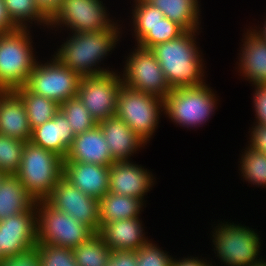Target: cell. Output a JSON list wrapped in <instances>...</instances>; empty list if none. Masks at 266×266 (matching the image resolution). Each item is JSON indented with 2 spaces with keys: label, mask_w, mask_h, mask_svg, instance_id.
I'll return each instance as SVG.
<instances>
[{
  "label": "cell",
  "mask_w": 266,
  "mask_h": 266,
  "mask_svg": "<svg viewBox=\"0 0 266 266\" xmlns=\"http://www.w3.org/2000/svg\"><path fill=\"white\" fill-rule=\"evenodd\" d=\"M98 126L106 139L114 161H129V157L138 148L146 144L143 139L116 115L99 121Z\"/></svg>",
  "instance_id": "18"
},
{
  "label": "cell",
  "mask_w": 266,
  "mask_h": 266,
  "mask_svg": "<svg viewBox=\"0 0 266 266\" xmlns=\"http://www.w3.org/2000/svg\"><path fill=\"white\" fill-rule=\"evenodd\" d=\"M64 161L93 163L102 166H111L115 162L98 125L91 130L75 135Z\"/></svg>",
  "instance_id": "17"
},
{
  "label": "cell",
  "mask_w": 266,
  "mask_h": 266,
  "mask_svg": "<svg viewBox=\"0 0 266 266\" xmlns=\"http://www.w3.org/2000/svg\"><path fill=\"white\" fill-rule=\"evenodd\" d=\"M139 218L116 220L102 224L99 234L112 251H137L149 242Z\"/></svg>",
  "instance_id": "21"
},
{
  "label": "cell",
  "mask_w": 266,
  "mask_h": 266,
  "mask_svg": "<svg viewBox=\"0 0 266 266\" xmlns=\"http://www.w3.org/2000/svg\"><path fill=\"white\" fill-rule=\"evenodd\" d=\"M36 204L28 211L0 221V257L6 259L35 249Z\"/></svg>",
  "instance_id": "14"
},
{
  "label": "cell",
  "mask_w": 266,
  "mask_h": 266,
  "mask_svg": "<svg viewBox=\"0 0 266 266\" xmlns=\"http://www.w3.org/2000/svg\"><path fill=\"white\" fill-rule=\"evenodd\" d=\"M109 168L93 163L63 161V177L86 195L100 200L109 192Z\"/></svg>",
  "instance_id": "16"
},
{
  "label": "cell",
  "mask_w": 266,
  "mask_h": 266,
  "mask_svg": "<svg viewBox=\"0 0 266 266\" xmlns=\"http://www.w3.org/2000/svg\"><path fill=\"white\" fill-rule=\"evenodd\" d=\"M160 9L164 16L180 25L185 31L199 28V4L197 0H146Z\"/></svg>",
  "instance_id": "25"
},
{
  "label": "cell",
  "mask_w": 266,
  "mask_h": 266,
  "mask_svg": "<svg viewBox=\"0 0 266 266\" xmlns=\"http://www.w3.org/2000/svg\"><path fill=\"white\" fill-rule=\"evenodd\" d=\"M0 134L30 141L32 129L21 98L13 91H0Z\"/></svg>",
  "instance_id": "20"
},
{
  "label": "cell",
  "mask_w": 266,
  "mask_h": 266,
  "mask_svg": "<svg viewBox=\"0 0 266 266\" xmlns=\"http://www.w3.org/2000/svg\"><path fill=\"white\" fill-rule=\"evenodd\" d=\"M160 110H164V99L123 85L115 115L147 143L158 125Z\"/></svg>",
  "instance_id": "7"
},
{
  "label": "cell",
  "mask_w": 266,
  "mask_h": 266,
  "mask_svg": "<svg viewBox=\"0 0 266 266\" xmlns=\"http://www.w3.org/2000/svg\"><path fill=\"white\" fill-rule=\"evenodd\" d=\"M106 266H137V251H112Z\"/></svg>",
  "instance_id": "38"
},
{
  "label": "cell",
  "mask_w": 266,
  "mask_h": 266,
  "mask_svg": "<svg viewBox=\"0 0 266 266\" xmlns=\"http://www.w3.org/2000/svg\"><path fill=\"white\" fill-rule=\"evenodd\" d=\"M215 97L206 84L174 89L164 98V113L183 127L199 126L213 114Z\"/></svg>",
  "instance_id": "6"
},
{
  "label": "cell",
  "mask_w": 266,
  "mask_h": 266,
  "mask_svg": "<svg viewBox=\"0 0 266 266\" xmlns=\"http://www.w3.org/2000/svg\"><path fill=\"white\" fill-rule=\"evenodd\" d=\"M254 108L259 124L266 125V85H255Z\"/></svg>",
  "instance_id": "37"
},
{
  "label": "cell",
  "mask_w": 266,
  "mask_h": 266,
  "mask_svg": "<svg viewBox=\"0 0 266 266\" xmlns=\"http://www.w3.org/2000/svg\"><path fill=\"white\" fill-rule=\"evenodd\" d=\"M26 142L0 134V171L15 175L20 167Z\"/></svg>",
  "instance_id": "32"
},
{
  "label": "cell",
  "mask_w": 266,
  "mask_h": 266,
  "mask_svg": "<svg viewBox=\"0 0 266 266\" xmlns=\"http://www.w3.org/2000/svg\"><path fill=\"white\" fill-rule=\"evenodd\" d=\"M102 4L100 0H62L60 9L49 24L54 27L63 24L72 29V33L108 30L115 23L108 18Z\"/></svg>",
  "instance_id": "12"
},
{
  "label": "cell",
  "mask_w": 266,
  "mask_h": 266,
  "mask_svg": "<svg viewBox=\"0 0 266 266\" xmlns=\"http://www.w3.org/2000/svg\"><path fill=\"white\" fill-rule=\"evenodd\" d=\"M40 11L50 20L60 9L62 0H34Z\"/></svg>",
  "instance_id": "40"
},
{
  "label": "cell",
  "mask_w": 266,
  "mask_h": 266,
  "mask_svg": "<svg viewBox=\"0 0 266 266\" xmlns=\"http://www.w3.org/2000/svg\"><path fill=\"white\" fill-rule=\"evenodd\" d=\"M52 60L44 65L37 62L25 86L31 92L61 105L64 101L77 97L82 77L56 57Z\"/></svg>",
  "instance_id": "8"
},
{
  "label": "cell",
  "mask_w": 266,
  "mask_h": 266,
  "mask_svg": "<svg viewBox=\"0 0 266 266\" xmlns=\"http://www.w3.org/2000/svg\"><path fill=\"white\" fill-rule=\"evenodd\" d=\"M263 26H264L263 29L258 30L259 32L256 31L255 29H254V31L258 36H260L266 42V21H265V24Z\"/></svg>",
  "instance_id": "43"
},
{
  "label": "cell",
  "mask_w": 266,
  "mask_h": 266,
  "mask_svg": "<svg viewBox=\"0 0 266 266\" xmlns=\"http://www.w3.org/2000/svg\"><path fill=\"white\" fill-rule=\"evenodd\" d=\"M115 25L108 30L73 32V36L67 39L53 56L81 77L108 73L110 70L97 68L96 65L116 46L120 28ZM94 66L96 68H93Z\"/></svg>",
  "instance_id": "2"
},
{
  "label": "cell",
  "mask_w": 266,
  "mask_h": 266,
  "mask_svg": "<svg viewBox=\"0 0 266 266\" xmlns=\"http://www.w3.org/2000/svg\"><path fill=\"white\" fill-rule=\"evenodd\" d=\"M0 266H40V259L36 249L27 253L3 259Z\"/></svg>",
  "instance_id": "36"
},
{
  "label": "cell",
  "mask_w": 266,
  "mask_h": 266,
  "mask_svg": "<svg viewBox=\"0 0 266 266\" xmlns=\"http://www.w3.org/2000/svg\"><path fill=\"white\" fill-rule=\"evenodd\" d=\"M194 33L196 31H185L178 38L151 48L171 90L205 84L203 60Z\"/></svg>",
  "instance_id": "1"
},
{
  "label": "cell",
  "mask_w": 266,
  "mask_h": 266,
  "mask_svg": "<svg viewBox=\"0 0 266 266\" xmlns=\"http://www.w3.org/2000/svg\"><path fill=\"white\" fill-rule=\"evenodd\" d=\"M36 216L40 244L73 249L94 234L88 226L55 209L46 200L36 202Z\"/></svg>",
  "instance_id": "5"
},
{
  "label": "cell",
  "mask_w": 266,
  "mask_h": 266,
  "mask_svg": "<svg viewBox=\"0 0 266 266\" xmlns=\"http://www.w3.org/2000/svg\"><path fill=\"white\" fill-rule=\"evenodd\" d=\"M134 31L137 46L145 49L176 39L185 32L180 25L166 17L155 25H134Z\"/></svg>",
  "instance_id": "27"
},
{
  "label": "cell",
  "mask_w": 266,
  "mask_h": 266,
  "mask_svg": "<svg viewBox=\"0 0 266 266\" xmlns=\"http://www.w3.org/2000/svg\"><path fill=\"white\" fill-rule=\"evenodd\" d=\"M40 266H77L72 249L37 243Z\"/></svg>",
  "instance_id": "33"
},
{
  "label": "cell",
  "mask_w": 266,
  "mask_h": 266,
  "mask_svg": "<svg viewBox=\"0 0 266 266\" xmlns=\"http://www.w3.org/2000/svg\"><path fill=\"white\" fill-rule=\"evenodd\" d=\"M123 85L122 77L113 71L82 77L77 97L99 122L116 114L117 99Z\"/></svg>",
  "instance_id": "11"
},
{
  "label": "cell",
  "mask_w": 266,
  "mask_h": 266,
  "mask_svg": "<svg viewBox=\"0 0 266 266\" xmlns=\"http://www.w3.org/2000/svg\"><path fill=\"white\" fill-rule=\"evenodd\" d=\"M173 266H212L211 263H207L203 260L198 259V257H187L185 259H181V260H173Z\"/></svg>",
  "instance_id": "42"
},
{
  "label": "cell",
  "mask_w": 266,
  "mask_h": 266,
  "mask_svg": "<svg viewBox=\"0 0 266 266\" xmlns=\"http://www.w3.org/2000/svg\"><path fill=\"white\" fill-rule=\"evenodd\" d=\"M27 29L0 33V91L25 86L37 63Z\"/></svg>",
  "instance_id": "4"
},
{
  "label": "cell",
  "mask_w": 266,
  "mask_h": 266,
  "mask_svg": "<svg viewBox=\"0 0 266 266\" xmlns=\"http://www.w3.org/2000/svg\"><path fill=\"white\" fill-rule=\"evenodd\" d=\"M74 137L65 115L59 110L50 121L32 129L30 141L65 159Z\"/></svg>",
  "instance_id": "19"
},
{
  "label": "cell",
  "mask_w": 266,
  "mask_h": 266,
  "mask_svg": "<svg viewBox=\"0 0 266 266\" xmlns=\"http://www.w3.org/2000/svg\"><path fill=\"white\" fill-rule=\"evenodd\" d=\"M153 175L129 161H115L109 168V192L144 199L153 186Z\"/></svg>",
  "instance_id": "15"
},
{
  "label": "cell",
  "mask_w": 266,
  "mask_h": 266,
  "mask_svg": "<svg viewBox=\"0 0 266 266\" xmlns=\"http://www.w3.org/2000/svg\"><path fill=\"white\" fill-rule=\"evenodd\" d=\"M46 201L55 209L85 224L94 233L99 232V200L86 195L63 176Z\"/></svg>",
  "instance_id": "13"
},
{
  "label": "cell",
  "mask_w": 266,
  "mask_h": 266,
  "mask_svg": "<svg viewBox=\"0 0 266 266\" xmlns=\"http://www.w3.org/2000/svg\"><path fill=\"white\" fill-rule=\"evenodd\" d=\"M72 250L77 266H106L112 252L99 233H94Z\"/></svg>",
  "instance_id": "28"
},
{
  "label": "cell",
  "mask_w": 266,
  "mask_h": 266,
  "mask_svg": "<svg viewBox=\"0 0 266 266\" xmlns=\"http://www.w3.org/2000/svg\"><path fill=\"white\" fill-rule=\"evenodd\" d=\"M36 202L16 175H3L0 180V221L30 210Z\"/></svg>",
  "instance_id": "23"
},
{
  "label": "cell",
  "mask_w": 266,
  "mask_h": 266,
  "mask_svg": "<svg viewBox=\"0 0 266 266\" xmlns=\"http://www.w3.org/2000/svg\"><path fill=\"white\" fill-rule=\"evenodd\" d=\"M63 161L56 153L27 141L15 175L36 201L46 200L63 176Z\"/></svg>",
  "instance_id": "3"
},
{
  "label": "cell",
  "mask_w": 266,
  "mask_h": 266,
  "mask_svg": "<svg viewBox=\"0 0 266 266\" xmlns=\"http://www.w3.org/2000/svg\"><path fill=\"white\" fill-rule=\"evenodd\" d=\"M135 4L132 13L133 25H155L165 17L160 9L152 6L146 0H135Z\"/></svg>",
  "instance_id": "35"
},
{
  "label": "cell",
  "mask_w": 266,
  "mask_h": 266,
  "mask_svg": "<svg viewBox=\"0 0 266 266\" xmlns=\"http://www.w3.org/2000/svg\"><path fill=\"white\" fill-rule=\"evenodd\" d=\"M59 110L65 115L75 135L91 130L98 125L78 97L64 101Z\"/></svg>",
  "instance_id": "30"
},
{
  "label": "cell",
  "mask_w": 266,
  "mask_h": 266,
  "mask_svg": "<svg viewBox=\"0 0 266 266\" xmlns=\"http://www.w3.org/2000/svg\"><path fill=\"white\" fill-rule=\"evenodd\" d=\"M216 227L212 241L221 262L227 266H248L259 260L260 238L254 230L228 222Z\"/></svg>",
  "instance_id": "9"
},
{
  "label": "cell",
  "mask_w": 266,
  "mask_h": 266,
  "mask_svg": "<svg viewBox=\"0 0 266 266\" xmlns=\"http://www.w3.org/2000/svg\"><path fill=\"white\" fill-rule=\"evenodd\" d=\"M123 84L136 91L164 99L171 91L165 75L151 49L137 46L127 58Z\"/></svg>",
  "instance_id": "10"
},
{
  "label": "cell",
  "mask_w": 266,
  "mask_h": 266,
  "mask_svg": "<svg viewBox=\"0 0 266 266\" xmlns=\"http://www.w3.org/2000/svg\"><path fill=\"white\" fill-rule=\"evenodd\" d=\"M252 129L249 147L255 151L266 153V125L256 123Z\"/></svg>",
  "instance_id": "39"
},
{
  "label": "cell",
  "mask_w": 266,
  "mask_h": 266,
  "mask_svg": "<svg viewBox=\"0 0 266 266\" xmlns=\"http://www.w3.org/2000/svg\"><path fill=\"white\" fill-rule=\"evenodd\" d=\"M3 175L4 174L0 171V180L2 179Z\"/></svg>",
  "instance_id": "45"
},
{
  "label": "cell",
  "mask_w": 266,
  "mask_h": 266,
  "mask_svg": "<svg viewBox=\"0 0 266 266\" xmlns=\"http://www.w3.org/2000/svg\"><path fill=\"white\" fill-rule=\"evenodd\" d=\"M151 241L137 250V266H173V258Z\"/></svg>",
  "instance_id": "34"
},
{
  "label": "cell",
  "mask_w": 266,
  "mask_h": 266,
  "mask_svg": "<svg viewBox=\"0 0 266 266\" xmlns=\"http://www.w3.org/2000/svg\"><path fill=\"white\" fill-rule=\"evenodd\" d=\"M18 28L14 25L9 17L4 0H0V33H10L16 31Z\"/></svg>",
  "instance_id": "41"
},
{
  "label": "cell",
  "mask_w": 266,
  "mask_h": 266,
  "mask_svg": "<svg viewBox=\"0 0 266 266\" xmlns=\"http://www.w3.org/2000/svg\"><path fill=\"white\" fill-rule=\"evenodd\" d=\"M239 68L253 85H266V42L254 30L246 32Z\"/></svg>",
  "instance_id": "22"
},
{
  "label": "cell",
  "mask_w": 266,
  "mask_h": 266,
  "mask_svg": "<svg viewBox=\"0 0 266 266\" xmlns=\"http://www.w3.org/2000/svg\"><path fill=\"white\" fill-rule=\"evenodd\" d=\"M23 101L31 129L50 121L59 111L55 101L31 92L26 86L13 90Z\"/></svg>",
  "instance_id": "26"
},
{
  "label": "cell",
  "mask_w": 266,
  "mask_h": 266,
  "mask_svg": "<svg viewBox=\"0 0 266 266\" xmlns=\"http://www.w3.org/2000/svg\"><path fill=\"white\" fill-rule=\"evenodd\" d=\"M241 156V172L245 180L266 187V153L248 146Z\"/></svg>",
  "instance_id": "31"
},
{
  "label": "cell",
  "mask_w": 266,
  "mask_h": 266,
  "mask_svg": "<svg viewBox=\"0 0 266 266\" xmlns=\"http://www.w3.org/2000/svg\"><path fill=\"white\" fill-rule=\"evenodd\" d=\"M248 266H266V261L262 260V258L255 262L254 264L248 265Z\"/></svg>",
  "instance_id": "44"
},
{
  "label": "cell",
  "mask_w": 266,
  "mask_h": 266,
  "mask_svg": "<svg viewBox=\"0 0 266 266\" xmlns=\"http://www.w3.org/2000/svg\"><path fill=\"white\" fill-rule=\"evenodd\" d=\"M9 17L18 29H26L30 20L49 24V19L40 11L34 0H4ZM27 21V22H25Z\"/></svg>",
  "instance_id": "29"
},
{
  "label": "cell",
  "mask_w": 266,
  "mask_h": 266,
  "mask_svg": "<svg viewBox=\"0 0 266 266\" xmlns=\"http://www.w3.org/2000/svg\"><path fill=\"white\" fill-rule=\"evenodd\" d=\"M143 200L108 192L99 200V225L139 218Z\"/></svg>",
  "instance_id": "24"
}]
</instances>
